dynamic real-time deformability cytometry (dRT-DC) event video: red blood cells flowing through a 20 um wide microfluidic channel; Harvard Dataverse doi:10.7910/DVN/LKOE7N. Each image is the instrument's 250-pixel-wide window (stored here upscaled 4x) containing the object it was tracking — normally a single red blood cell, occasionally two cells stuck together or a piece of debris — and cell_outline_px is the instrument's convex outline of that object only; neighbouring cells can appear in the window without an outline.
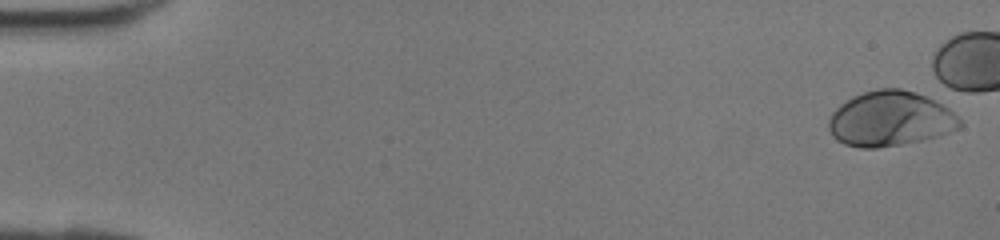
{"species": "human", "species_latin": "Homo sapiens", "temperature_condition": "room temperature", "stored_images_in_passage": 35, "camera_frame_rate_fps": 3000, "um_per_image_px": 0.085, "donor": {"sex": "female"}, "frame": {"image": 1, "passage_image": 1, "time_ms": 0.0, "image_size_px": [1000, 240], "cell_outline_px": [[964, 124], [960, 128], [936, 136], [920, 140], [900, 144], [876, 148], [860, 148], [844, 144], [836, 140], [832, 136], [828, 128], [828, 120], [832, 112], [840, 104], [852, 96], [864, 92], [880, 88], [900, 88], [916, 92], [948, 108]], "centroid_in_image_um": [75.62, 10.1], "position_along_channel_um": 9.4, "area_um2": 41.85}}
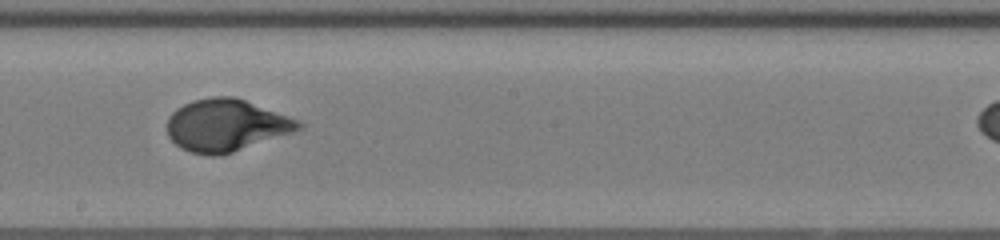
{"frame": {"image": 2, "passage_image": 24, "time_ms": 7.667, "image_size_px": [1000, 240], "cell_outline_px": [[304, 128], [220, 156], [208, 156], [192, 152], [180, 148], [168, 136], [168, 116], [176, 108], [192, 100], [212, 96], [232, 96], [244, 100], [300, 120], [304, 124]], "centroid_in_image_um": [19.2, 10.65], "position_along_channel_um": 229.0, "area_um2": 39.77}}
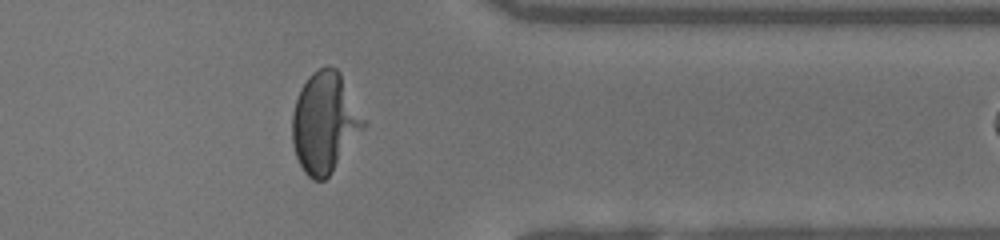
{"frame": {"image": 3, "passage_image": 34, "time_ms": 11.0, "image_size_px": [1000, 240], "cell_outline_px": [[364, 128], [328, 176], [324, 180], [312, 180], [304, 172], [296, 156], [292, 144], [292, 112], [300, 88], [308, 76], [312, 72], [328, 64], [336, 68], [340, 72], [364, 120]], "centroid_in_image_um": [27.56, 10.39], "position_along_channel_um": 383.8, "area_um2": 41.27}}